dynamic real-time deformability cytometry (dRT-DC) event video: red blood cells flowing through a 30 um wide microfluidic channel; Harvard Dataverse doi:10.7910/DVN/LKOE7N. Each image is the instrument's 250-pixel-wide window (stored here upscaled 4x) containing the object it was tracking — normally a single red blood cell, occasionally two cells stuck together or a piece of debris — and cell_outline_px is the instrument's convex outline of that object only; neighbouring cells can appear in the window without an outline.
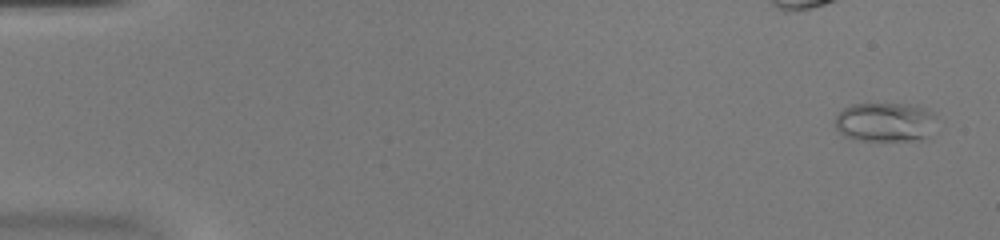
{"species": "common noctule bat (a hibernating species)", "species_latin": "Nyctalus noctula", "temperature_condition": "warm", "stored_images_in_passage": 48, "camera_frame_rate_fps": 3000, "um_per_image_px": 0.085, "animal": {"sex": "female", "body_mass_g": 20.0, "forearm_length_mm": 54.0}, "frame": {"image": 1, "passage_image": 3, "time_ms": 0.667, "image_size_px": [1000, 240], "cell_outline_px": [[936, 116], [928, 140], [852, 140], [844, 136], [836, 128], [836, 116], [844, 108], [852, 104], [916, 104], [932, 112]], "centroid_in_image_um": [75.26, 10.38], "position_along_channel_um": 9.7, "area_um2": 23.41}}
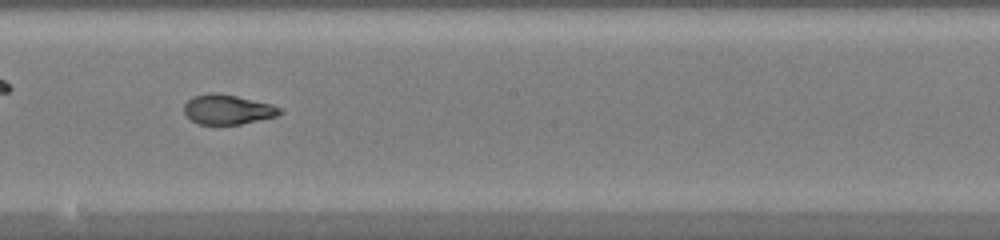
{"frame": {"image": 2, "passage_image": 31, "time_ms": 10.0, "image_size_px": [1000, 240], "cell_outline_px": [[284, 112], [276, 116], [240, 124], [200, 124], [192, 120], [184, 112], [184, 104], [192, 96], [208, 92], [216, 92], [236, 96], [272, 104], [280, 108]], "centroid_in_image_um": [19.34, 9.29], "position_along_channel_um": 228.9, "area_um2": 16.53}}
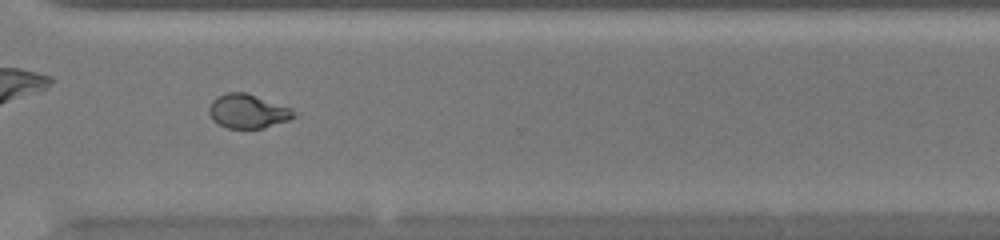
{"frame": {"image": 3, "passage_image": 40, "time_ms": 13.0, "image_size_px": [1000, 240], "cell_outline_px": [[300, 112], [296, 116], [288, 120], [264, 128], [228, 128], [212, 120], [208, 112], [208, 108], [212, 100], [216, 96], [228, 92], [244, 92], [292, 108]], "centroid_in_image_um": [21.08, 9.45], "position_along_channel_um": 349.5, "area_um2": 16.94}}